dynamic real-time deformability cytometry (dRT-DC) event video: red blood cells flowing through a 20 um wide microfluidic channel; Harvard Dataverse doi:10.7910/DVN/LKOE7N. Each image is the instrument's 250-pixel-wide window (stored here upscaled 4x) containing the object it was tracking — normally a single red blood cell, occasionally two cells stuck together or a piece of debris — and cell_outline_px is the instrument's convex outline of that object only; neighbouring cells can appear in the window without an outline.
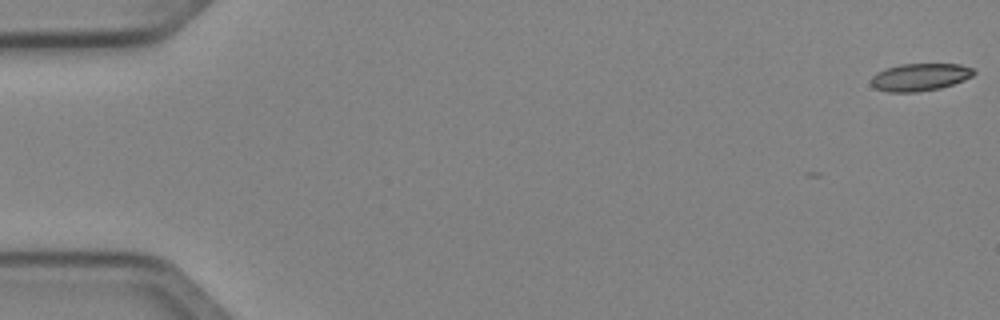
{"species": "Egyptian fruit bat (a non-hibernating species)", "species_latin": "Rousettus aegyptiacus", "temperature_condition": "cold", "stored_images_in_passage": 42, "camera_frame_rate_fps": 3000, "um_per_image_px": 0.085, "animal": {"sex": "female"}, "frame": {"image": 1, "passage_image": 1, "time_ms": 0.0, "image_size_px": [1000, 320], "cell_outline_px": [[976, 72], [972, 76], [964, 80], [940, 88], [916, 92], [888, 92], [876, 88], [872, 84], [872, 76], [876, 72], [900, 64], [960, 64], [972, 68]], "centroid_in_image_um": [78.21, 6.55], "position_along_channel_um": 6.8, "area_um2": 16.3}}
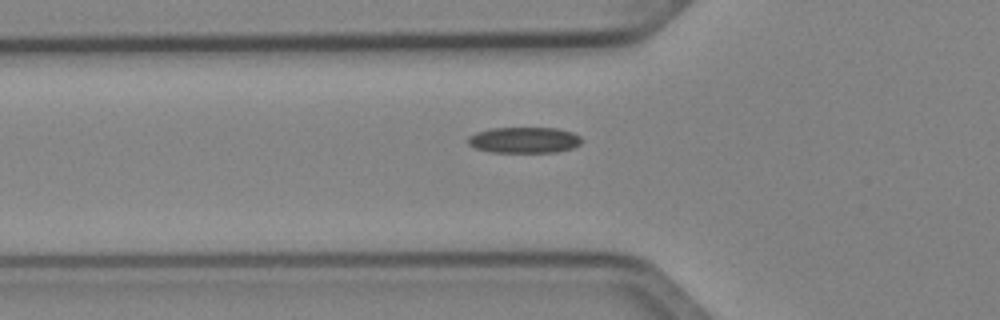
{"frame": {"image": 2, "passage_image": 18, "time_ms": 5.667, "image_size_px": [1000, 320], "cell_outline_px": [[580, 144], [572, 148], [556, 152], [492, 152], [476, 148], [468, 144], [468, 136], [476, 132], [492, 128], [556, 128], [572, 132], [580, 136]], "centroid_in_image_um": [44.54, 11.9], "position_along_channel_um": 81.3, "area_um2": 17.11}}
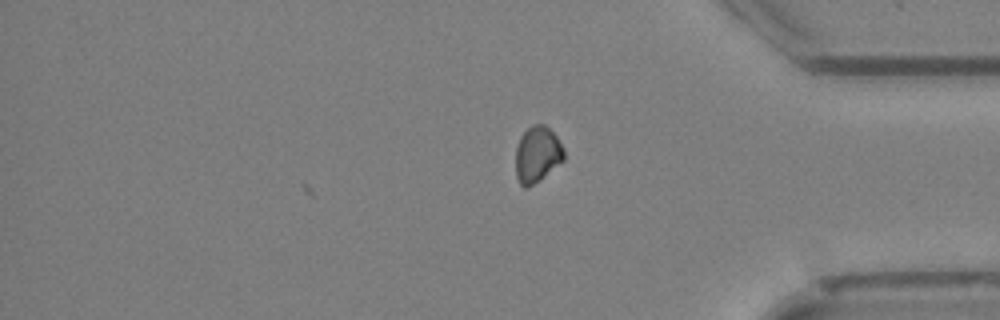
{"frame": {"image": 3, "passage_image": 42, "time_ms": 13.667, "image_size_px": [1000, 320], "cell_outline_px": [[564, 160], [528, 188], [524, 188], [520, 184], [516, 176], [516, 148], [520, 136], [532, 124], [544, 124], [556, 136], [564, 148]], "centroid_in_image_um": [45.66, 13.12], "position_along_channel_um": 389.5, "area_um2": 15.66}}